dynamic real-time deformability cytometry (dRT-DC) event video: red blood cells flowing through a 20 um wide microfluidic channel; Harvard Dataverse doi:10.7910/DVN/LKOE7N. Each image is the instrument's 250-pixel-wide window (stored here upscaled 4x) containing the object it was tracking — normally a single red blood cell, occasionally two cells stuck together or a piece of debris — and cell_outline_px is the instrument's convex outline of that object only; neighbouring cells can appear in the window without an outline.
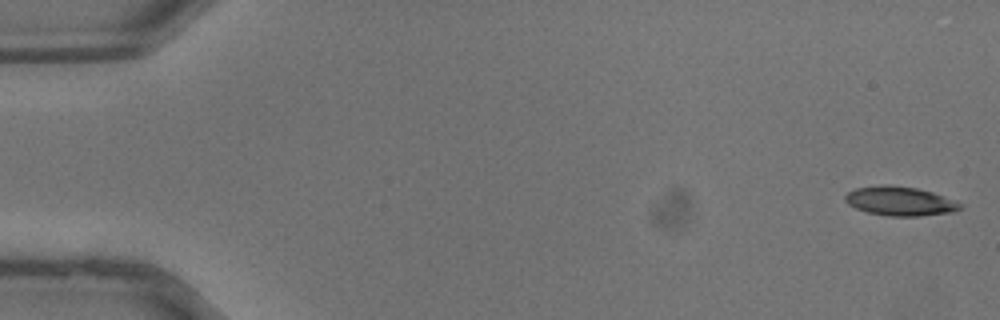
{"species": "common noctule bat (a hibernating species)", "species_latin": "Nyctalus noctula", "temperature_condition": "warm", "stored_images_in_passage": 37, "camera_frame_rate_fps": 3000, "um_per_image_px": 0.085, "animal": {"sex": "male", "body_mass_g": 13.3}, "frame": {"image": 1, "passage_image": 1, "time_ms": 0.0, "image_size_px": [1000, 320], "cell_outline_px": [[964, 208], [952, 212], [916, 216], [888, 216], [868, 212], [856, 208], [848, 204], [844, 200], [844, 196], [848, 192], [856, 188], [888, 184], [916, 188], [932, 192], [960, 204]], "centroid_in_image_um": [76.45, 17.09], "position_along_channel_um": 8.5, "area_um2": 19.25}}
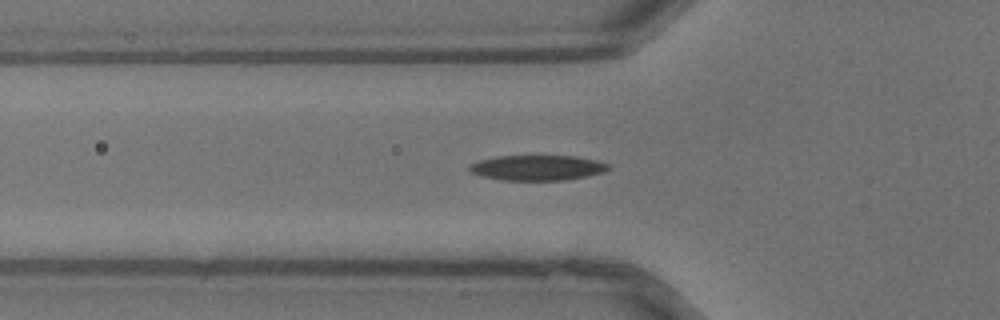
{"frame": {"image": 2, "passage_image": 13, "time_ms": 4.0, "image_size_px": [1000, 320], "cell_outline_px": [[612, 168], [604, 172], [564, 180], [504, 180], [480, 176], [468, 172], [468, 164], [480, 160], [496, 156], [576, 156], [596, 160], [608, 164]], "centroid_in_image_um": [45.63, 14.25], "position_along_channel_um": 80.2, "area_um2": 20.52}}
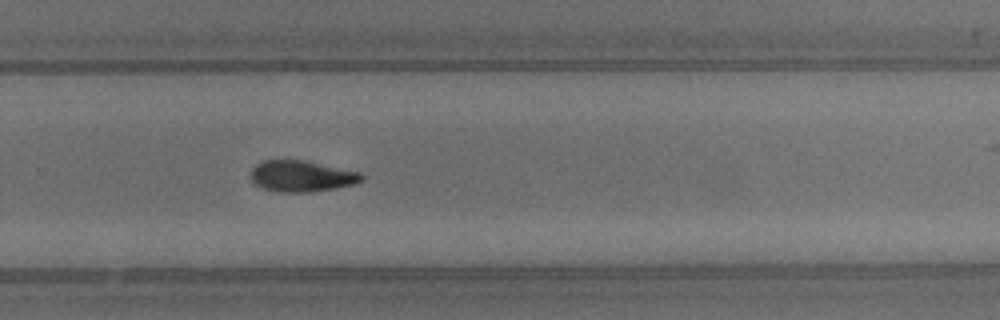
{"frame": {"image": 3, "passage_image": 25, "time_ms": 8.0, "image_size_px": [1000, 320], "cell_outline_px": [[364, 180], [352, 184], [336, 188], [308, 192], [276, 192], [264, 188], [256, 184], [252, 180], [252, 168], [256, 164], [264, 160], [300, 160], [364, 172]], "centroid_in_image_um": [25.68, 14.97], "position_along_channel_um": 304.1, "area_um2": 20.06}}